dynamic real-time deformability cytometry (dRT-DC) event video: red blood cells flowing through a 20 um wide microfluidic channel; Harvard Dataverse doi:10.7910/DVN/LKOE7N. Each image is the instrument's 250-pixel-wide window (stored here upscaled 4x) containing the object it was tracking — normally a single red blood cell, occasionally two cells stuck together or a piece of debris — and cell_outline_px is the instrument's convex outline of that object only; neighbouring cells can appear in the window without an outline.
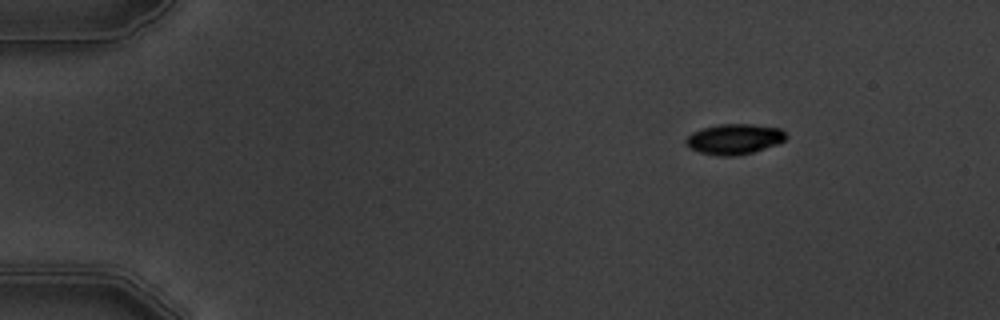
{"species": "common noctule bat (a hibernating species)", "species_latin": "Nyctalus noctula", "temperature_condition": "warm", "stored_images_in_passage": 4, "camera_frame_rate_fps": 3000, "um_per_image_px": 0.085, "animal": {"sex": "male", "body_mass_g": 19.5, "forearm_length_mm": 54.6}, "frame": {"image": 1, "passage_image": 1, "time_ms": 0.0, "image_size_px": [1000, 320], "cell_outline_px": [[788, 136], [784, 140], [776, 144], [752, 152], [736, 156], [720, 156], [700, 152], [692, 148], [684, 140], [692, 132], [704, 128], [720, 124], [752, 124], [780, 128]], "centroid_in_image_um": [62.43, 11.81], "position_along_channel_um": 22.6, "area_um2": 17.46}}
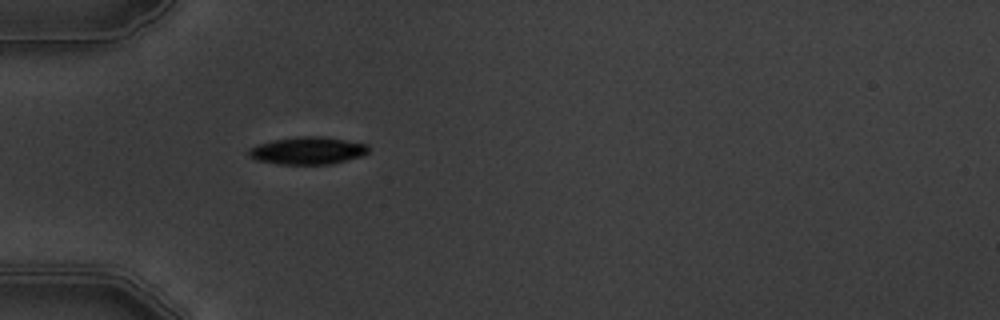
{"frame": {"image": 2, "passage_image": 4, "time_ms": 3.333, "image_size_px": [1000, 320], "cell_outline_px": [[368, 152], [364, 156], [332, 164], [276, 164], [256, 160], [248, 156], [248, 148], [272, 140], [296, 136], [320, 136], [368, 144]], "centroid_in_image_um": [26.14, 12.81], "position_along_channel_um": 58.9, "area_um2": 19.31}}